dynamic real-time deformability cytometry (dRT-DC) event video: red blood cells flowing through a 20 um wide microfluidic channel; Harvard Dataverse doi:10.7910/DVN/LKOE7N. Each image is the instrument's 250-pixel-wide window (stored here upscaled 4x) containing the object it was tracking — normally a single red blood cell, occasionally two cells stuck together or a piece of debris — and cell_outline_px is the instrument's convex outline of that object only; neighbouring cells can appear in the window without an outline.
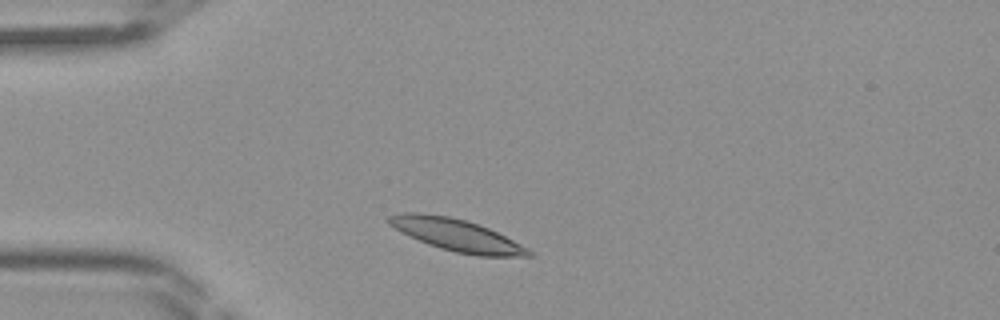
{"species": "Egyptian fruit bat (a non-hibernating species)", "species_latin": "Rousettus aegyptiacus", "temperature_condition": "room temperature", "stored_images_in_passage": 37, "camera_frame_rate_fps": 3000, "um_per_image_px": 0.085, "frame": {"image": 1, "passage_image": 4, "time_ms": 1.0, "image_size_px": [1000, 320], "cell_outline_px": [[532, 256], [476, 256], [456, 252], [440, 248], [428, 244], [400, 232], [388, 224], [384, 220], [388, 216], [404, 212], [420, 212], [448, 216], [464, 220], [488, 228], [528, 248], [532, 252]], "centroid_in_image_um": [38.74, 19.97], "position_along_channel_um": 46.3, "area_um2": 25.95}}
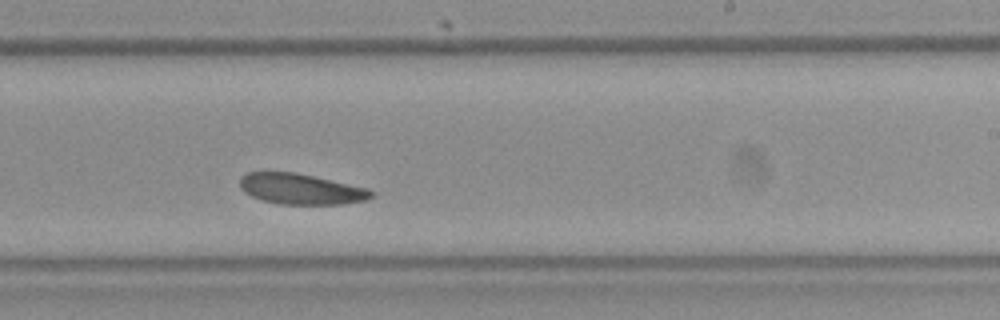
{"frame": {"image": 2, "passage_image": 20, "time_ms": 6.333, "image_size_px": [1000, 320], "cell_outline_px": [[376, 192], [372, 196], [364, 200], [340, 204], [280, 204], [260, 200], [244, 192], [240, 188], [240, 176], [248, 172], [296, 172], [368, 188]], "centroid_in_image_um": [25.55, 16.06], "position_along_channel_um": 263.4, "area_um2": 23.52}}
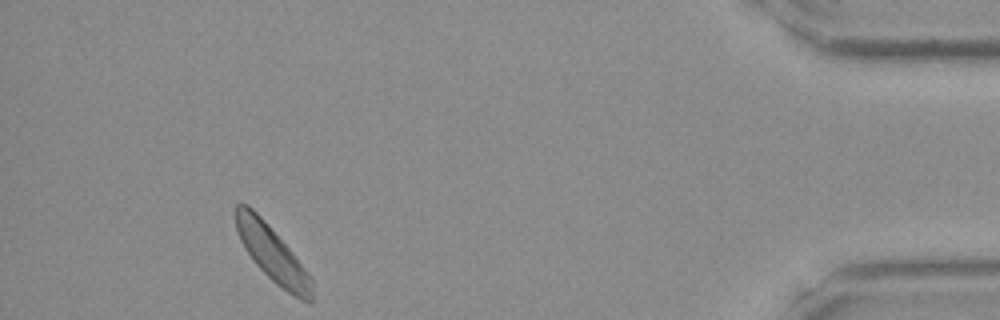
{"frame": {"image": 3, "passage_image": 34, "time_ms": 11.0, "image_size_px": [1000, 320], "cell_outline_px": [[312, 304], [300, 300], [292, 296], [276, 284], [256, 264], [244, 248], [240, 240], [236, 228], [236, 204], [248, 204], [264, 220], [292, 252], [304, 268], [312, 280]], "centroid_in_image_um": [23.15, 21.6], "position_along_channel_um": 412.1, "area_um2": 24.22}}